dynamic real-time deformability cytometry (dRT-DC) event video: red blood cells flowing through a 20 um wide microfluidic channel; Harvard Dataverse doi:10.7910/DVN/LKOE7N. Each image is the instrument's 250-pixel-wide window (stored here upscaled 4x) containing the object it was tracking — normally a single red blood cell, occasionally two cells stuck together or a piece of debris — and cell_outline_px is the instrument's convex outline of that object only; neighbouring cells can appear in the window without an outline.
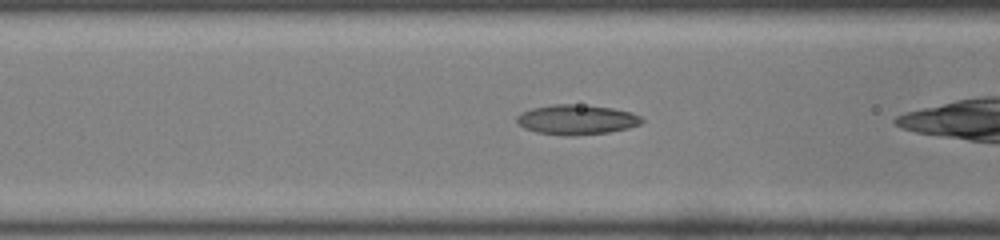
{"species": "common noctule bat (a hibernating species)", "species_latin": "Nyctalus noctula", "temperature_condition": "room temperature", "stored_images_in_passage": 29, "camera_frame_rate_fps": 3000, "um_per_image_px": 0.085, "animal": {"sex": "male", "body_mass_g": 19.0, "forearm_length_mm": 50.8}, "frame": {"image": 1, "passage_image": 10, "time_ms": 3.0, "image_size_px": [1000, 240], "cell_outline_px": [[644, 120], [640, 124], [628, 128], [608, 132], [572, 136], [564, 136], [536, 132], [524, 128], [516, 120], [516, 116], [520, 112], [532, 108], [552, 104], [572, 104], [612, 108], [632, 112], [640, 116]], "centroid_in_image_um": [48.99, 10.17], "position_along_channel_um": 117.6, "area_um2": 21.79}}
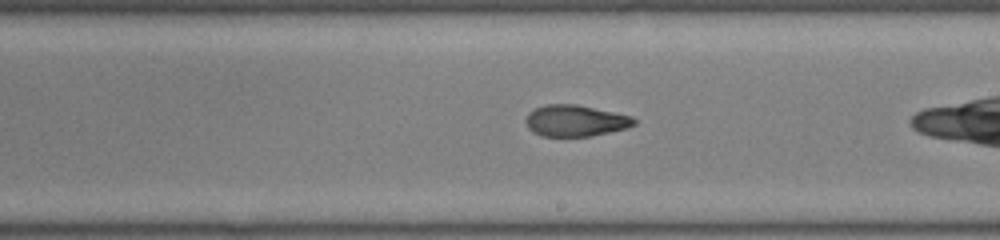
{"frame": {"image": 2, "passage_image": 19, "time_ms": 6.0, "image_size_px": [1000, 240], "cell_outline_px": [[636, 124], [628, 128], [588, 136], [540, 136], [532, 132], [528, 128], [524, 120], [528, 112], [536, 108], [548, 104], [576, 104], [632, 116], [636, 120]], "centroid_in_image_um": [48.88, 10.26], "position_along_channel_um": 240.1, "area_um2": 19.83}}
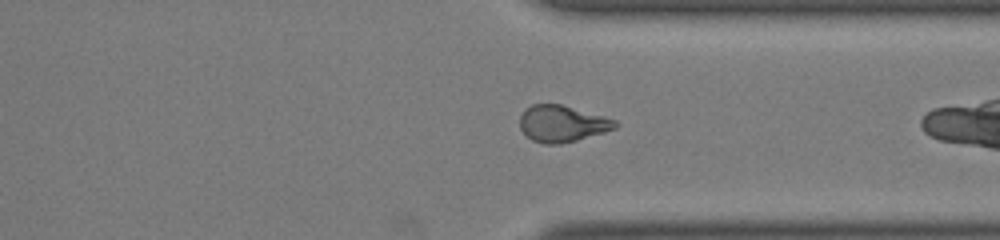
{"frame": {"image": 3, "passage_image": 28, "time_ms": 9.0, "image_size_px": [1000, 240], "cell_outline_px": [[620, 124], [616, 128], [604, 132], [576, 140], [560, 144], [544, 144], [532, 140], [520, 128], [520, 116], [524, 108], [532, 104], [560, 104], [604, 116], [616, 120]], "centroid_in_image_um": [47.78, 10.5], "position_along_channel_um": 363.6, "area_um2": 20.29}}